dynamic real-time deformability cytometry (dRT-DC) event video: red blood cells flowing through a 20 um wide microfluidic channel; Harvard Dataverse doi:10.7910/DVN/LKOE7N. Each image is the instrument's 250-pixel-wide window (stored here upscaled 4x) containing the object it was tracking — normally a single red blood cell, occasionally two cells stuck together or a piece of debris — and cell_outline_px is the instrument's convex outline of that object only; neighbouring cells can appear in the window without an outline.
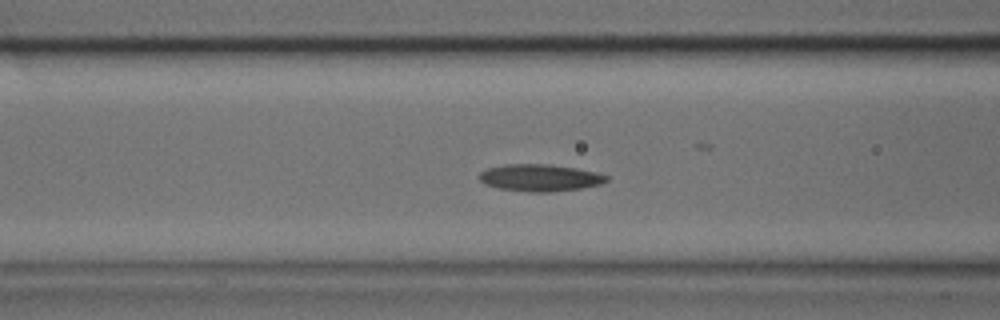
{"species": "common noctule bat (a hibernating species)", "species_latin": "Nyctalus noctula", "temperature_condition": "cold", "stored_images_in_passage": 33, "camera_frame_rate_fps": 3000, "um_per_image_px": 0.085, "animal": {"sex": "male", "body_mass_g": 17.9, "forearm_length_mm": 54.2}, "frame": {"image": 1, "passage_image": 5, "time_ms": 1.333, "image_size_px": [1000, 320], "cell_outline_px": [[608, 180], [600, 184], [580, 188], [552, 192], [528, 192], [496, 188], [484, 184], [480, 180], [480, 172], [488, 168], [504, 164], [548, 164], [576, 168], [596, 172], [608, 176]], "centroid_in_image_um": [45.87, 15.11], "position_along_channel_um": 120.7, "area_um2": 20.06}}
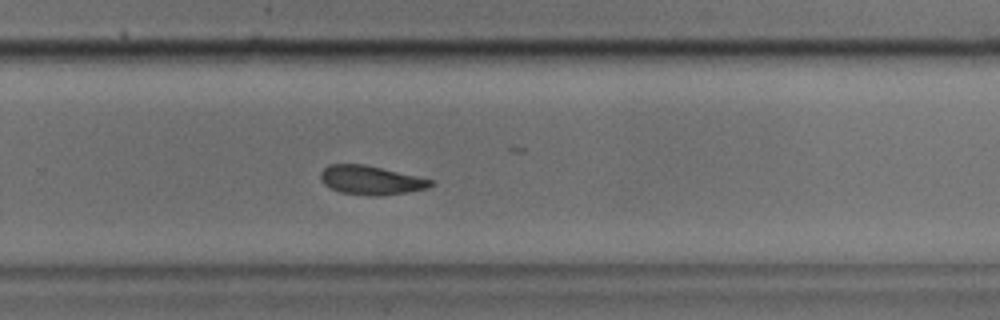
{"frame": {"image": 2, "passage_image": 17, "time_ms": 5.333, "image_size_px": [1000, 320], "cell_outline_px": [[436, 184], [428, 188], [408, 192], [380, 196], [368, 196], [340, 192], [324, 184], [320, 180], [320, 172], [328, 164], [364, 164], [436, 180]], "centroid_in_image_um": [31.56, 15.32], "position_along_channel_um": 298.2, "area_um2": 18.84}}
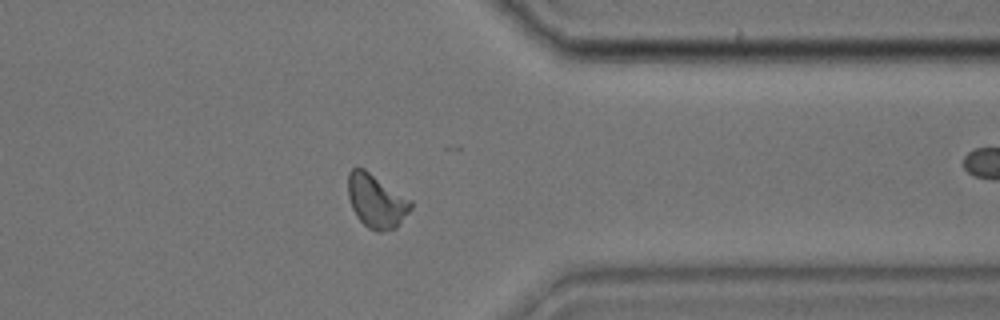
{"frame": {"image": 3, "passage_image": 23, "time_ms": 7.333, "image_size_px": [1000, 320], "cell_outline_px": [[412, 208], [396, 228], [380, 232], [376, 232], [368, 228], [356, 216], [352, 208], [348, 196], [348, 172], [352, 168], [364, 168], [412, 200]], "centroid_in_image_um": [31.99, 17.09], "position_along_channel_um": 379.4, "area_um2": 19.71}}